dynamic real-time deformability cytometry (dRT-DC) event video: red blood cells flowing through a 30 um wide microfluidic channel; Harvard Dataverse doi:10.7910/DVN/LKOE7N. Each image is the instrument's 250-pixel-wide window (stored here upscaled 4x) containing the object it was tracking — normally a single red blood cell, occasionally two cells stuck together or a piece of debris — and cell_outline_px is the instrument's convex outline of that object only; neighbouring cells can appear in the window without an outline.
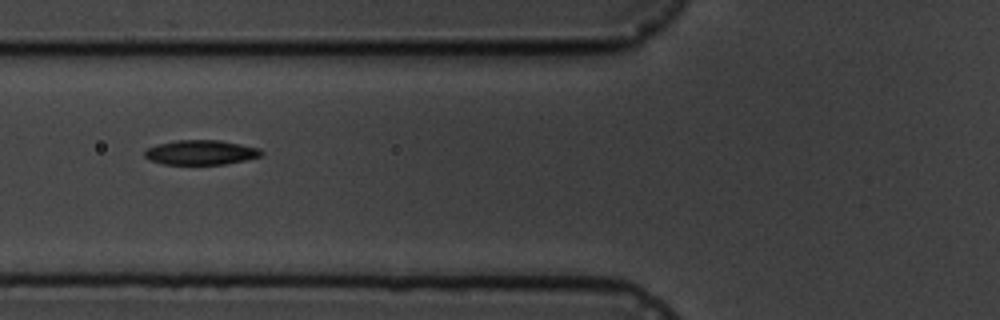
{"species": "common noctule bat (a hibernating species)", "species_latin": "Nyctalus noctula", "temperature_condition": "cold", "stored_images_in_passage": 7, "camera_frame_rate_fps": 3000, "um_per_image_px": 0.085, "animal": {"sex": "male", "body_mass_g": 19.5, "forearm_length_mm": 54.6}, "frame": {"image": 1, "passage_image": 7, "time_ms": 7.0, "image_size_px": [1000, 320], "cell_outline_px": [[264, 152], [260, 156], [244, 160], [224, 164], [164, 164], [148, 160], [144, 156], [144, 152], [148, 148], [156, 144], [176, 140], [220, 140], [260, 148]], "centroid_in_image_um": [17.05, 12.95], "position_along_channel_um": 108.8, "area_um2": 16.76}}